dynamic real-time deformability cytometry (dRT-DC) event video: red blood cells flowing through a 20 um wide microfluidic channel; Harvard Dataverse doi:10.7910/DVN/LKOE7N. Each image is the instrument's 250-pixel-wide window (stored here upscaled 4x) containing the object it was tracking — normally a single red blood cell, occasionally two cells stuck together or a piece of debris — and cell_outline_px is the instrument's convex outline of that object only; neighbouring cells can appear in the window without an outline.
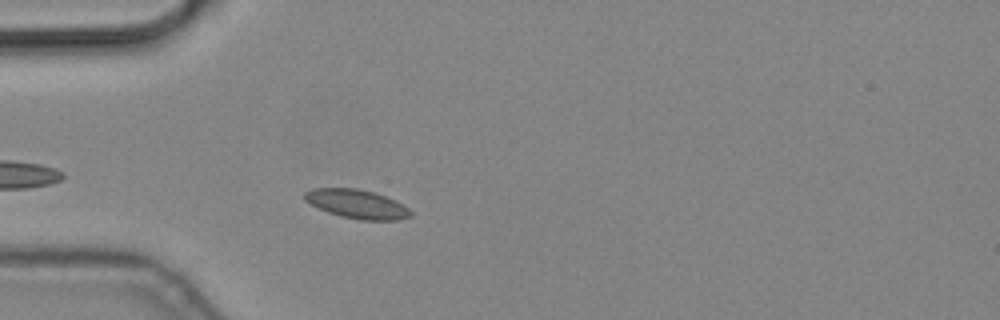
{"species": "common noctule bat (a hibernating species)", "species_latin": "Nyctalus noctula", "temperature_condition": "cold", "stored_images_in_passage": 2, "camera_frame_rate_fps": 3000, "um_per_image_px": 0.085, "animal": {"sex": "male", "body_mass_g": 19.2, "forearm_length_mm": 51.8}, "frame": {"image": 1, "passage_image": 2, "time_ms": 0.333, "image_size_px": [1000, 320], "cell_outline_px": [[412, 216], [400, 220], [360, 220], [340, 216], [328, 212], [304, 200], [304, 192], [312, 188], [356, 188], [376, 192], [396, 200], [408, 208], [412, 212]], "centroid_in_image_um": [30.37, 17.34], "position_along_channel_um": 54.6, "area_um2": 17.98}}